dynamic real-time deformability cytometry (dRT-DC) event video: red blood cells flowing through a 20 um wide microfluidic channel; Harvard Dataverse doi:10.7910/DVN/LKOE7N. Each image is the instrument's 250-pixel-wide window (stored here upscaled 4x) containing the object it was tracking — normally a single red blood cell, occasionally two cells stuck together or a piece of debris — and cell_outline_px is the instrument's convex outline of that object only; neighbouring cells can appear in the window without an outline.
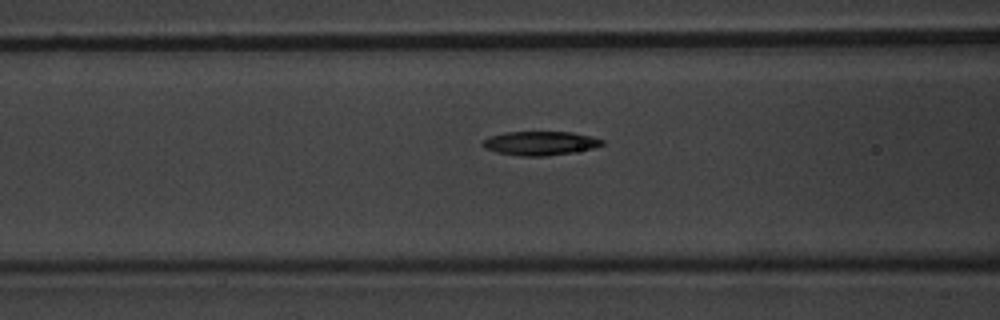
{"species": "common noctule bat (a hibernating species)", "species_latin": "Nyctalus noctula", "temperature_condition": "warm", "stored_images_in_passage": 31, "camera_frame_rate_fps": 3000, "um_per_image_px": 0.085, "animal": {"sex": "male", "body_mass_g": 20.1, "forearm_length_mm": 53.5}, "frame": {"image": 1, "passage_image": 22, "time_ms": 7.0, "image_size_px": [1000, 320], "cell_outline_px": [[604, 144], [596, 148], [572, 152], [544, 156], [520, 156], [496, 152], [484, 148], [480, 144], [484, 140], [492, 136], [504, 132], [572, 132], [592, 136], [604, 140]], "centroid_in_image_um": [45.93, 12.17], "position_along_channel_um": 120.7, "area_um2": 16.7}}
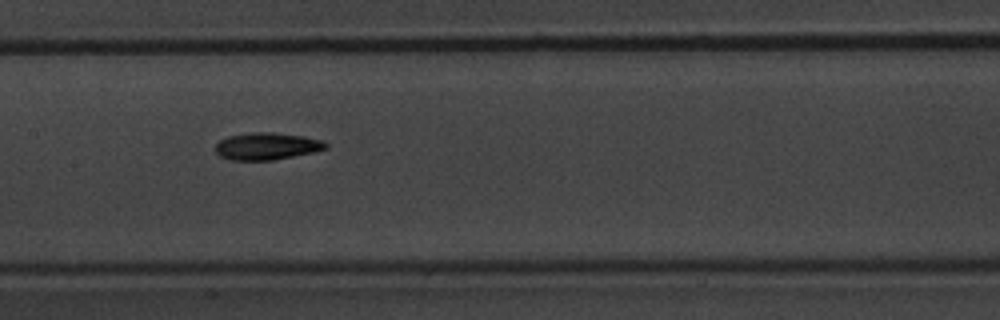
{"frame": {"image": 2, "passage_image": 27, "time_ms": 8.667, "image_size_px": [1000, 320], "cell_outline_px": [[328, 148], [312, 152], [272, 160], [228, 160], [220, 156], [212, 148], [220, 140], [228, 136], [252, 132], [272, 132], [304, 136], [324, 140], [328, 144]], "centroid_in_image_um": [22.65, 12.42], "position_along_channel_um": 184.7, "area_um2": 17.57}}